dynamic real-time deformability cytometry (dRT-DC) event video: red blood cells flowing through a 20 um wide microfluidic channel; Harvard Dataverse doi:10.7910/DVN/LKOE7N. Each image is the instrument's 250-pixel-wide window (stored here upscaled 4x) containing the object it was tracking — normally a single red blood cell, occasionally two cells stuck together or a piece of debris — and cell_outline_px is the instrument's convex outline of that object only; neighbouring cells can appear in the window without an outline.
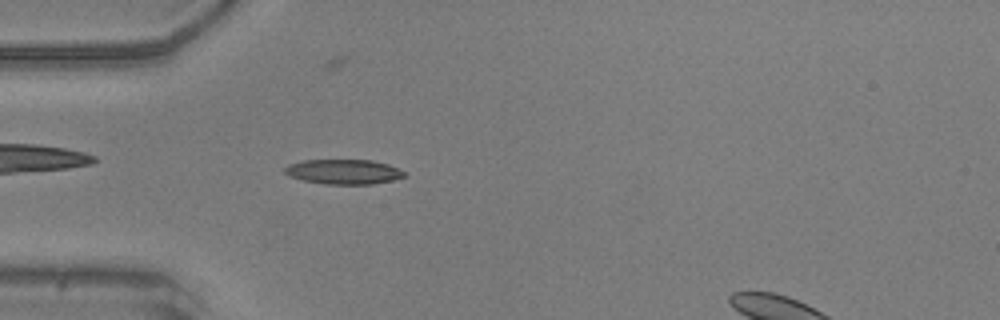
{"species": "common noctule bat (a hibernating species)", "species_latin": "Nyctalus noctula", "temperature_condition": "warm", "stored_images_in_passage": 49, "camera_frame_rate_fps": 3000, "um_per_image_px": 0.085, "animal": {"sex": "male", "body_mass_g": 20.5, "forearm_length_mm": 52.5}, "frame": {"image": 1, "passage_image": 15, "time_ms": 4.667, "image_size_px": [1000, 320], "cell_outline_px": [[404, 176], [388, 180], [364, 184], [340, 184], [308, 180], [296, 176], [288, 172], [288, 168], [296, 164], [312, 160], [364, 160], [384, 164], [404, 172]], "centroid_in_image_um": [29.32, 14.59], "position_along_channel_um": 55.7, "area_um2": 15.49}}
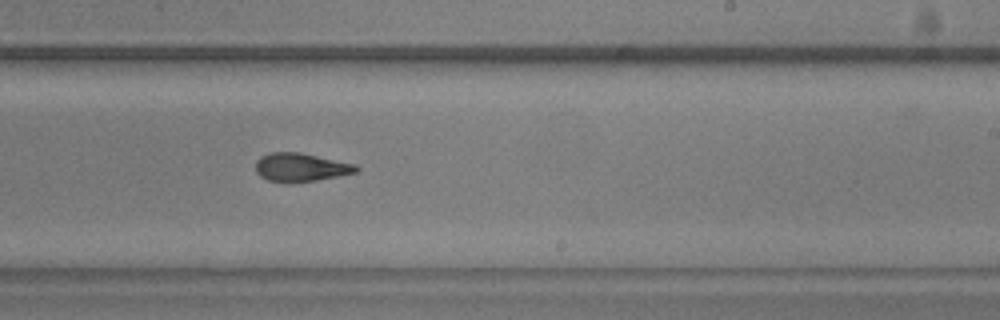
{"frame": {"image": 2, "passage_image": 31, "time_ms": 10.0, "image_size_px": [1000, 320], "cell_outline_px": [[356, 168], [352, 172], [308, 180], [272, 180], [264, 176], [256, 168], [256, 164], [264, 156], [280, 152], [284, 152], [312, 156], [348, 164]], "centroid_in_image_um": [25.47, 14.2], "position_along_channel_um": 263.5, "area_um2": 14.1}}
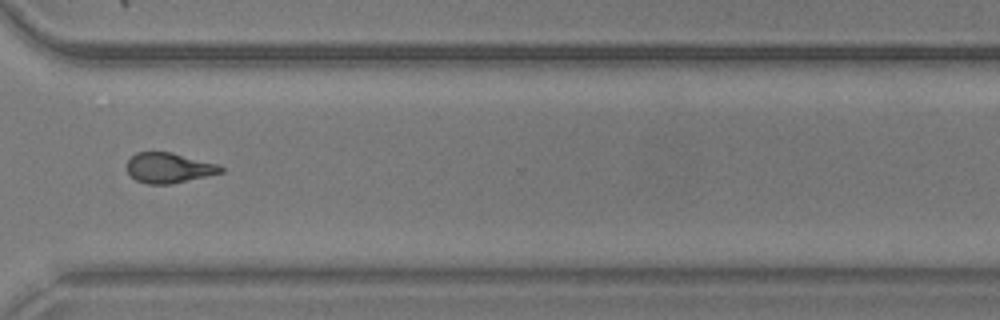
{"frame": {"image": 3, "passage_image": 38, "time_ms": 12.333, "image_size_px": [1000, 320], "cell_outline_px": [[224, 168], [220, 172], [164, 184], [160, 184], [140, 180], [132, 176], [128, 172], [128, 160], [132, 156], [140, 152], [168, 152]], "centroid_in_image_um": [14.24, 14.24], "position_along_channel_um": 356.4, "area_um2": 14.91}}